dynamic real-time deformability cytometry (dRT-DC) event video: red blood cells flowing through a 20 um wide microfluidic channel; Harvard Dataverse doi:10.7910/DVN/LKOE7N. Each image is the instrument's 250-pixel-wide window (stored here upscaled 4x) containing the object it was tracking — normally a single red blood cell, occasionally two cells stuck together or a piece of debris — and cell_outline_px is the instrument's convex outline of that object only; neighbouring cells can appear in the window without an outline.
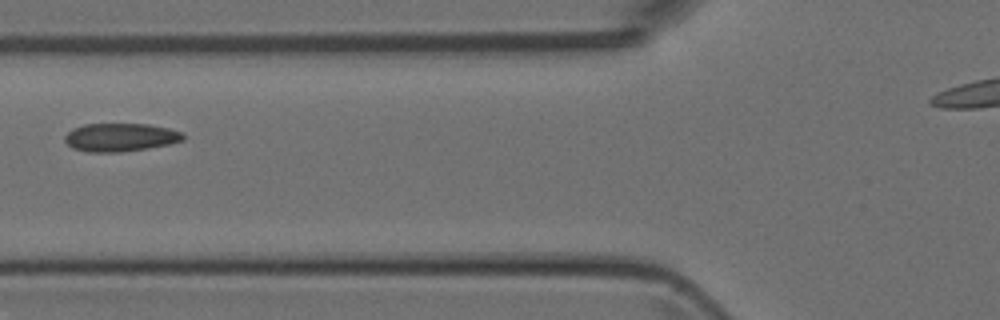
{"species": "Egyptian fruit bat (a non-hibernating species)", "species_latin": "Rousettus aegyptiacus", "temperature_condition": "room temperature", "stored_images_in_passage": 2, "camera_frame_rate_fps": 3000, "um_per_image_px": 0.085, "animal": {"sex": "female"}, "frame": {"image": 1, "passage_image": 2, "time_ms": 1.0, "image_size_px": [1000, 320], "cell_outline_px": [[184, 140], [168, 144], [148, 148], [116, 152], [88, 152], [72, 148], [64, 140], [64, 136], [72, 128], [84, 124], [148, 124], [168, 128], [184, 132]], "centroid_in_image_um": [10.22, 11.66], "position_along_channel_um": 115.6, "area_um2": 19.48}}